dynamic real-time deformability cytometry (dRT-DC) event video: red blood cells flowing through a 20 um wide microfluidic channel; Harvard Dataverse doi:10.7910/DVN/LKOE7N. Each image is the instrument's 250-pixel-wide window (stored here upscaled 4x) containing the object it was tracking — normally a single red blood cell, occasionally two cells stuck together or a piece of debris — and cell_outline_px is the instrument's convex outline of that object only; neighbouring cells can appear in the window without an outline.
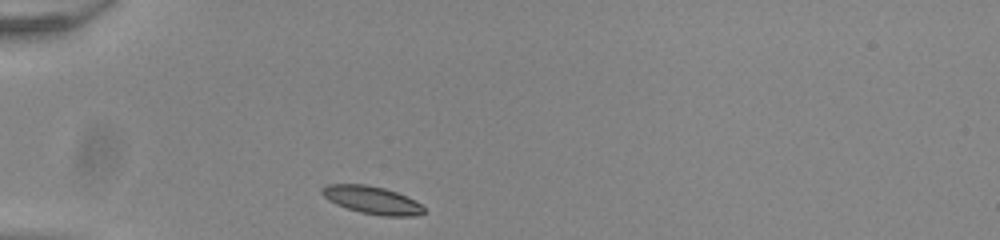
{"species": "common noctule bat (a hibernating species)", "species_latin": "Nyctalus noctula", "temperature_condition": "room temperature", "stored_images_in_passage": 30, "camera_frame_rate_fps": 3000, "um_per_image_px": 0.085, "animal": {"sex": "male", "body_mass_g": 20.0, "forearm_length_mm": 53.3}, "frame": {"image": 1, "passage_image": 1, "time_ms": 0.0, "image_size_px": [1000, 240], "cell_outline_px": [[424, 212], [420, 216], [384, 216], [360, 212], [336, 204], [328, 200], [320, 192], [320, 188], [328, 184], [364, 184], [384, 188], [396, 192], [416, 200], [424, 208]], "centroid_in_image_um": [31.62, 17.0], "position_along_channel_um": 53.4, "area_um2": 16.47}}
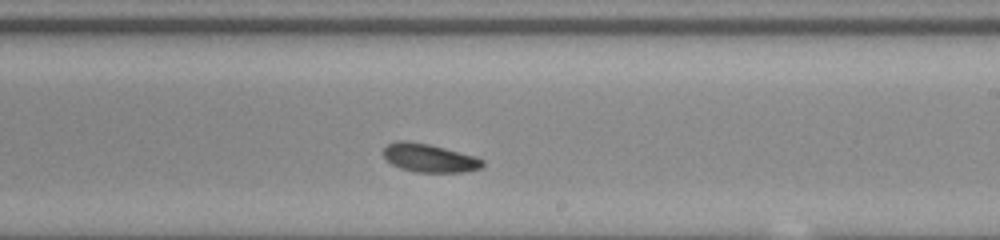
{"frame": {"image": 2, "passage_image": 18, "time_ms": 5.667, "image_size_px": [1000, 240], "cell_outline_px": [[484, 164], [480, 168], [464, 172], [416, 172], [400, 168], [392, 164], [384, 156], [384, 148], [388, 144], [396, 140], [408, 140], [428, 144], [476, 156], [484, 160]], "centroid_in_image_um": [36.5, 13.42], "position_along_channel_um": 252.5, "area_um2": 16.36}}
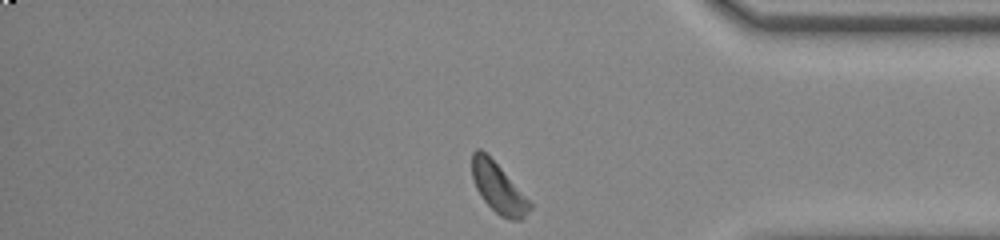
{"frame": {"image": 3, "passage_image": 30, "time_ms": 9.667, "image_size_px": [1000, 240], "cell_outline_px": [[532, 208], [520, 220], [512, 220], [500, 216], [484, 200], [476, 188], [472, 176], [472, 152], [476, 148], [480, 148], [500, 168], [532, 204]], "centroid_in_image_um": [42.33, 15.98], "position_along_channel_um": 392.9, "area_um2": 16.24}, "authors_computed_cell_mechanics": {"area_um2": 16.4152, "velocity_mm_per_s": 3.8718, "shape_relaxation_time_tau1_ms": 4.2028, "shape_relaxation_time_tau2_ms": null, "deformation_change_tau1": 0.0993, "deformation_change_tau2": null}}